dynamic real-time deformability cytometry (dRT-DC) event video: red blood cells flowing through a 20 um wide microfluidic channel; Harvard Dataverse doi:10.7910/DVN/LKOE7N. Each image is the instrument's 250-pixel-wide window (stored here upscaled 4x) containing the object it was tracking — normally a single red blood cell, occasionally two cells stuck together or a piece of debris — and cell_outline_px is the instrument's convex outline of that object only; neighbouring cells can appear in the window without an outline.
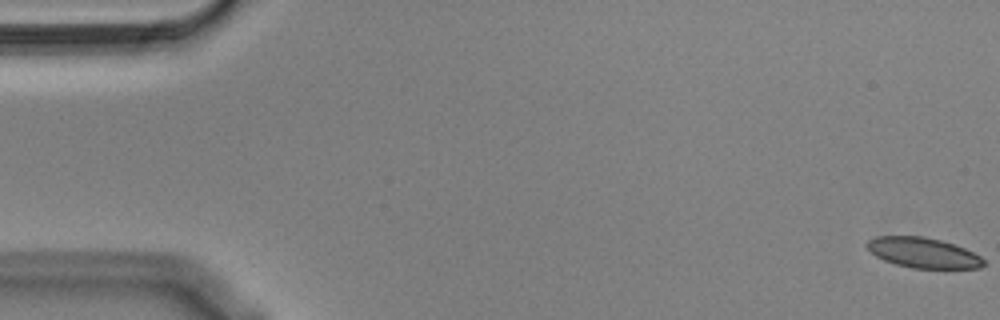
{"species": "Egyptian fruit bat (a non-hibernating species)", "species_latin": "Rousettus aegyptiacus", "temperature_condition": "cold", "stored_images_in_passage": 56, "camera_frame_rate_fps": 3000, "um_per_image_px": 0.085, "animal": {"sex": "male"}, "frame": {"image": 1, "passage_image": 1, "time_ms": 0.0, "image_size_px": [1000, 320], "cell_outline_px": [[984, 264], [980, 268], [912, 268], [896, 264], [884, 260], [876, 256], [864, 244], [868, 240], [876, 236], [924, 236], [940, 240], [964, 248], [980, 256], [984, 260]], "centroid_in_image_um": [78.44, 21.48], "position_along_channel_um": 6.6, "area_um2": 20.4}}
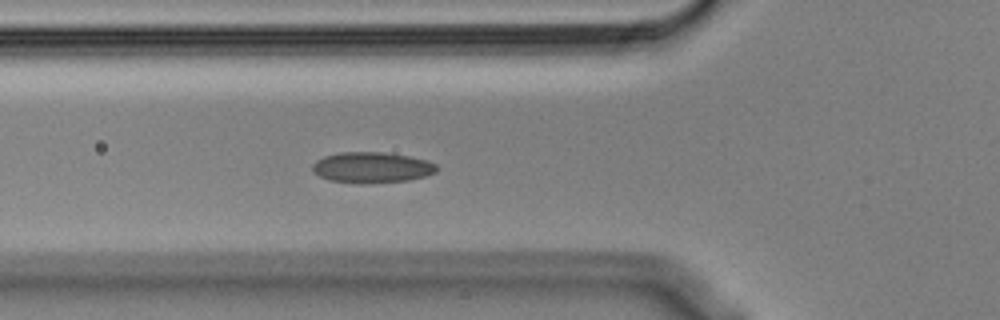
{"frame": {"image": 2, "passage_image": 20, "time_ms": 6.333, "image_size_px": [1000, 320], "cell_outline_px": [[440, 168], [436, 172], [424, 176], [408, 180], [360, 184], [328, 180], [320, 176], [312, 168], [312, 164], [316, 160], [324, 156], [340, 152], [384, 152], [408, 156], [428, 160], [436, 164]], "centroid_in_image_um": [31.62, 14.23], "position_along_channel_um": 94.2, "area_um2": 22.37}}
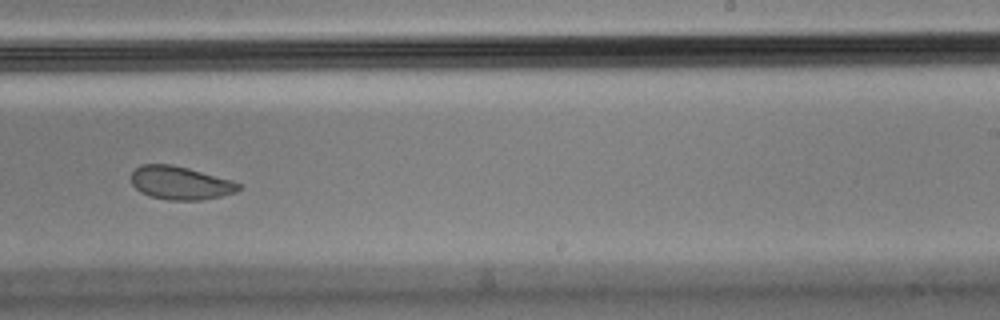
{"frame": {"image": 3, "passage_image": 35, "time_ms": 11.333, "image_size_px": [1000, 320], "cell_outline_px": [[240, 188], [236, 192], [220, 196], [200, 200], [168, 200], [152, 196], [140, 192], [132, 184], [132, 172], [140, 164], [172, 164], [188, 168], [232, 180], [240, 184]], "centroid_in_image_um": [15.32, 15.54], "position_along_channel_um": 273.7, "area_um2": 20.69}, "authors_computed_cell_mechanics": {"area_um2": 22.3108, "velocity_mm_per_s": 3.5918, "shape_relaxation_time_tau1_ms": null, "shape_relaxation_time_tau2_ms": 2.3153, "deformation_change_tau1": null, "deformation_change_tau2": 0.0782}}